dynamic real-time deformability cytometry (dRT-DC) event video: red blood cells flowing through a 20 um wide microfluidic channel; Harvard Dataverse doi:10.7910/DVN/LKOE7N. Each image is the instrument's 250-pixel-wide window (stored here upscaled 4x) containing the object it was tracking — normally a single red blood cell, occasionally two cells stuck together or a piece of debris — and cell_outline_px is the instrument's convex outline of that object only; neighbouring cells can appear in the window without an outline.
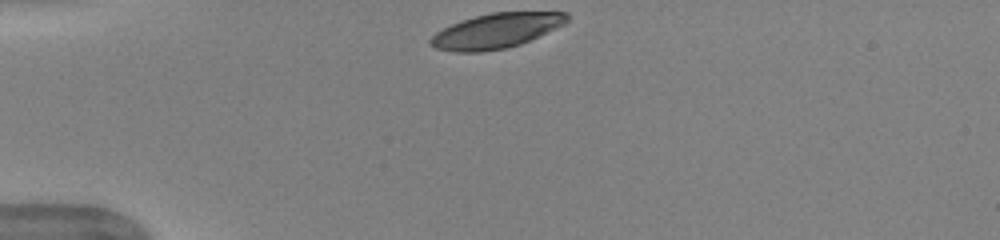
{"species": "human", "species_latin": "Homo sapiens", "temperature_condition": "warm", "stored_images_in_passage": 33, "camera_frame_rate_fps": 3000, "um_per_image_px": 0.085, "donor": {"sex": "female"}, "frame": {"image": 1, "passage_image": 1, "time_ms": 0.0, "image_size_px": [1000, 240], "cell_outline_px": [[568, 20], [564, 24], [556, 28], [520, 44], [504, 48], [480, 52], [456, 52], [436, 48], [428, 44], [428, 40], [436, 32], [460, 20], [492, 12], [568, 12]], "centroid_in_image_um": [42.15, 2.62], "position_along_channel_um": 42.9, "area_um2": 27.51}}
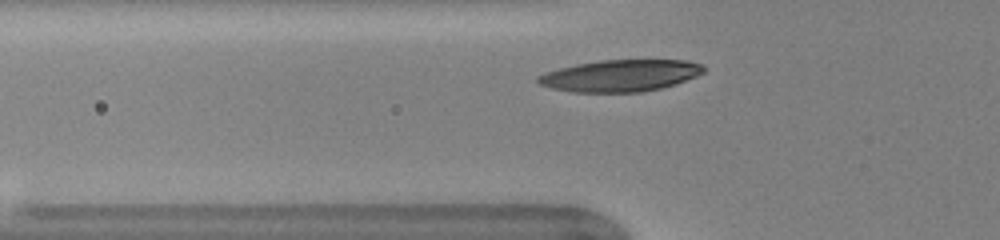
{"frame": {"image": 2, "passage_image": 6, "time_ms": 1.667, "image_size_px": [1000, 240], "cell_outline_px": [[704, 72], [696, 76], [676, 84], [660, 88], [640, 92], [572, 92], [552, 88], [540, 84], [536, 80], [536, 76], [544, 72], [576, 64], [600, 60], [684, 60], [704, 64]], "centroid_in_image_um": [52.72, 6.42], "position_along_channel_um": 73.1, "area_um2": 30.69}, "authors_computed_cell_mechanics": {"area_um2": 30.6918, "velocity_mm_per_s": 3.9546, "shape_relaxation_time_tau1_ms": 3.0072, "shape_relaxation_time_tau2_ms": 1.2403, "deformation_change_tau1": 0.1472, "deformation_change_tau2": 0.0649}}